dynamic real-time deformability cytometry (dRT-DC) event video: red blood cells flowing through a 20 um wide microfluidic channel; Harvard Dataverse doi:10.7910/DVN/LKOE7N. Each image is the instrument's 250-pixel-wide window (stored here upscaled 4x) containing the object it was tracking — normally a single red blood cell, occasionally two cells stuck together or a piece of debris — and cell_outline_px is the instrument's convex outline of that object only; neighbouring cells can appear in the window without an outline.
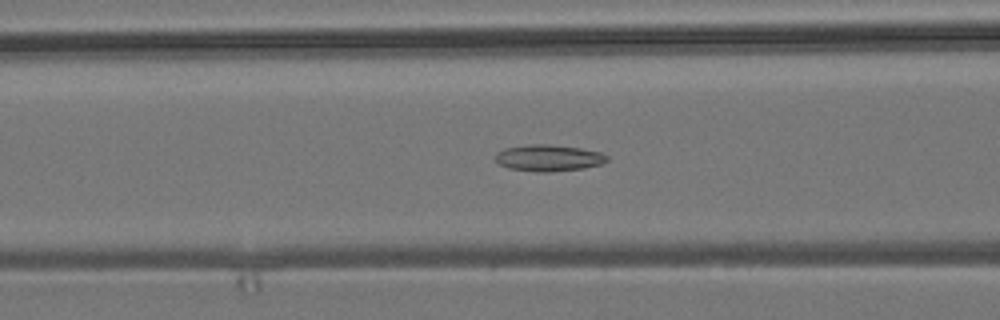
{"species": "common noctule bat (a hibernating species)", "species_latin": "Nyctalus noctula", "temperature_condition": "room temperature", "stored_images_in_passage": 53, "camera_frame_rate_fps": 3000, "um_per_image_px": 0.085, "animal": {"sex": "male", "body_mass_g": 19.2, "forearm_length_mm": 51.8}, "frame": {"image": 1, "passage_image": 21, "time_ms": 6.667, "image_size_px": [1000, 320], "cell_outline_px": [[608, 160], [600, 164], [584, 168], [548, 172], [536, 172], [508, 168], [500, 164], [496, 160], [496, 152], [504, 148], [528, 144], [548, 144], [580, 148], [600, 152], [608, 156]], "centroid_in_image_um": [46.61, 13.42], "position_along_channel_um": 120.0, "area_um2": 17.22}}
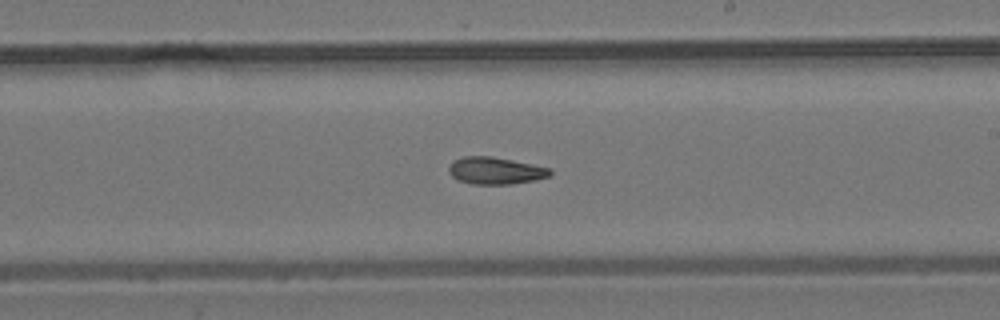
{"frame": {"image": 2, "passage_image": 31, "time_ms": 10.0, "image_size_px": [1000, 320], "cell_outline_px": [[552, 176], [536, 180], [512, 184], [472, 184], [460, 180], [452, 176], [448, 172], [448, 168], [452, 160], [464, 156], [492, 156], [552, 168]], "centroid_in_image_um": [42.14, 14.5], "position_along_channel_um": 246.9, "area_um2": 16.18}}
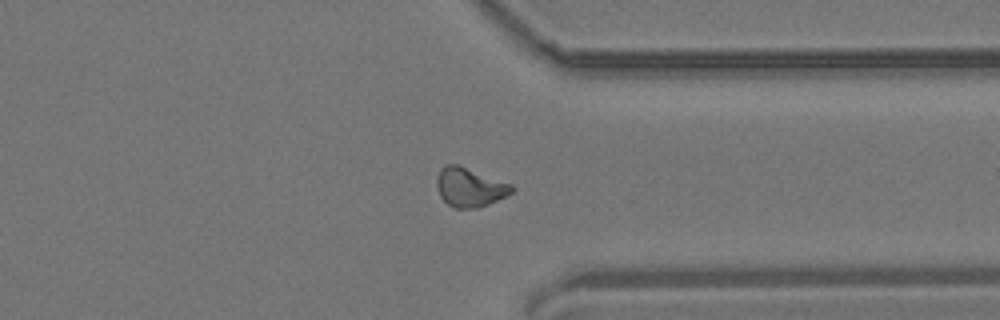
{"frame": {"image": 3, "passage_image": 41, "time_ms": 13.333, "image_size_px": [1000, 320], "cell_outline_px": [[512, 192], [488, 204], [476, 208], [456, 208], [448, 204], [440, 196], [436, 184], [436, 176], [440, 168], [444, 164], [456, 164], [512, 184]], "centroid_in_image_um": [39.87, 15.9], "position_along_channel_um": 371.5, "area_um2": 16.82}, "authors_computed_cell_mechanics": {"area_um2": 16.473, "velocity_mm_per_s": 3.8028, "shape_relaxation_time_tau1_ms": null, "shape_relaxation_time_tau2_ms": 7.0912, "deformation_change_tau1": null, "deformation_change_tau2": 0.1279}}